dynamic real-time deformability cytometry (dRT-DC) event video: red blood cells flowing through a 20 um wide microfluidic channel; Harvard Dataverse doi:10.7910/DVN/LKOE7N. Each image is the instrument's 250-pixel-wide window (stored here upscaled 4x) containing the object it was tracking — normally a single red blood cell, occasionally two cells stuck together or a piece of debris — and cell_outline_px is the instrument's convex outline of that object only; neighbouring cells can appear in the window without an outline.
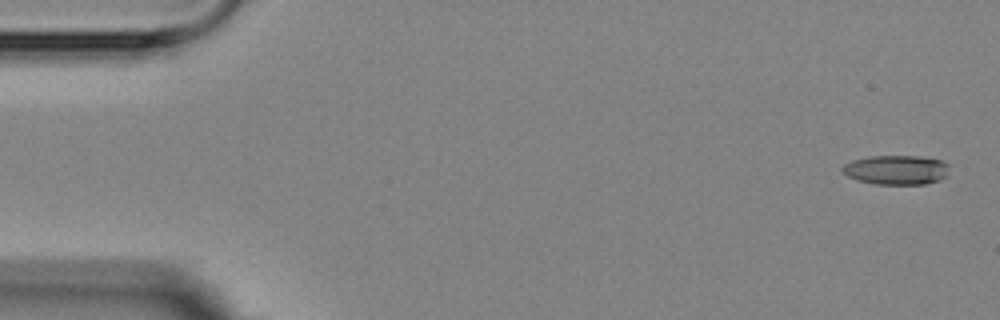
{"species": "Egyptian fruit bat (a non-hibernating species)", "species_latin": "Rousettus aegyptiacus", "temperature_condition": "room temperature", "stored_images_in_passage": 5, "camera_frame_rate_fps": 3000, "um_per_image_px": 0.085, "animal": {"sex": "female"}, "frame": {"image": 1, "passage_image": 1, "time_ms": 0.0, "image_size_px": [1000, 320], "cell_outline_px": [[948, 176], [940, 180], [924, 184], [876, 184], [856, 180], [848, 176], [840, 168], [844, 164], [852, 160], [868, 156], [920, 156], [940, 160], [948, 164]], "centroid_in_image_um": [76.19, 14.44], "position_along_channel_um": 8.8, "area_um2": 18.44}}
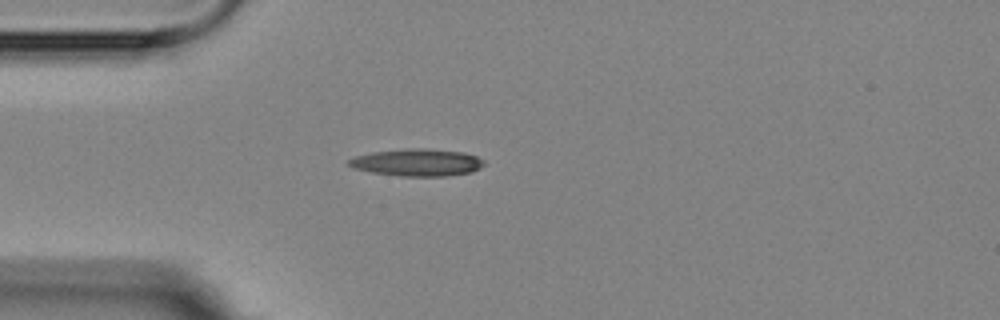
{"frame": {"image": 2, "passage_image": 4, "time_ms": 4.333, "image_size_px": [1000, 320], "cell_outline_px": [[484, 164], [480, 168], [472, 172], [444, 176], [400, 176], [372, 172], [352, 168], [348, 164], [348, 160], [356, 156], [372, 152], [404, 148], [424, 148], [464, 152], [476, 156], [484, 160]], "centroid_in_image_um": [35.46, 13.8], "position_along_channel_um": 49.5, "area_um2": 21.5}}